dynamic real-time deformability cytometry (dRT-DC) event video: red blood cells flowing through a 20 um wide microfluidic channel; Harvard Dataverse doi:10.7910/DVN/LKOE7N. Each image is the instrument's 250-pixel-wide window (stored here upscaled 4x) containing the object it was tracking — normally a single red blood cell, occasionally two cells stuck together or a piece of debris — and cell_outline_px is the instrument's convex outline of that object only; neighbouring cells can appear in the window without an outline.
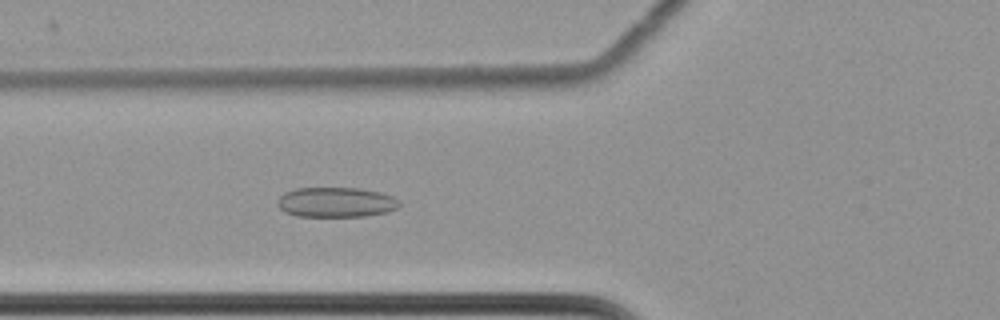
{"species": "common noctule bat (a hibernating species)", "species_latin": "Nyctalus noctula", "temperature_condition": "cold", "stored_images_in_passage": 63, "camera_frame_rate_fps": 3000, "um_per_image_px": 0.085, "animal": {"sex": "female", "body_mass_g": 22.7, "forearm_length_mm": 54.2}, "frame": {"image": 1, "passage_image": 26, "time_ms": 8.333, "image_size_px": [1000, 320], "cell_outline_px": [[400, 204], [396, 208], [388, 212], [364, 216], [296, 216], [284, 212], [276, 204], [276, 200], [284, 192], [296, 188], [360, 188], [380, 192], [392, 196], [400, 200]], "centroid_in_image_um": [28.54, 17.18], "position_along_channel_um": 97.3, "area_um2": 21.44}}
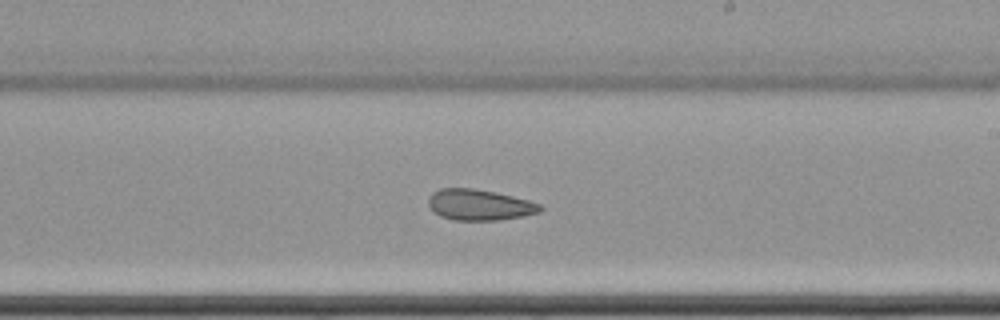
{"frame": {"image": 2, "passage_image": 39, "time_ms": 12.667, "image_size_px": [1000, 320], "cell_outline_px": [[544, 208], [540, 212], [524, 216], [496, 220], [452, 220], [440, 216], [428, 204], [428, 196], [432, 192], [440, 188], [472, 188], [496, 192], [528, 200], [540, 204]], "centroid_in_image_um": [40.75, 17.41], "position_along_channel_um": 248.2, "area_um2": 20.17}}
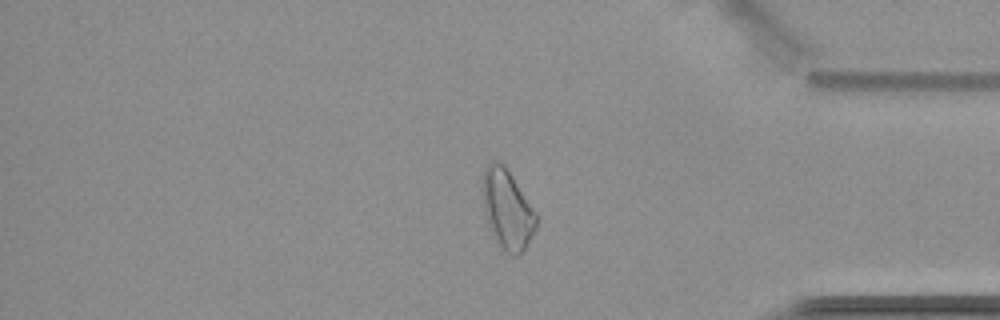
{"frame": {"image": 3, "passage_image": 53, "time_ms": 17.333, "image_size_px": [1000, 320], "cell_outline_px": [[536, 228], [528, 244], [516, 256], [512, 256], [496, 244], [488, 224], [484, 208], [484, 168], [492, 160], [496, 160], [504, 164], [536, 212]], "centroid_in_image_um": [43.13, 17.82], "position_along_channel_um": 392.1, "area_um2": 24.45}, "authors_computed_cell_mechanics": {"area_um2": 24.6806, "velocity_mm_per_s": 3.4871, "shape_relaxation_time_tau1_ms": null, "shape_relaxation_time_tau2_ms": 3.8815, "deformation_change_tau1": null, "deformation_change_tau2": 0.1102}}